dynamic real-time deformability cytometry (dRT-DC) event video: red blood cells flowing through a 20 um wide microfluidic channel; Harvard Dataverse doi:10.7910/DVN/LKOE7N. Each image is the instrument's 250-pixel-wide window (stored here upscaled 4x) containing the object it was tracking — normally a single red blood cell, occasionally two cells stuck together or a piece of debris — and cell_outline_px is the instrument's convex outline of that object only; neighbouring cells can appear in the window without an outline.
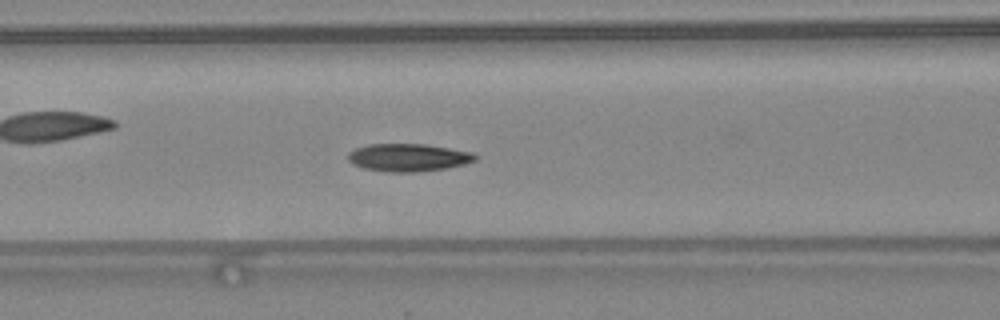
{"species": "common noctule bat (a hibernating species)", "species_latin": "Nyctalus noctula", "temperature_condition": "warm", "stored_images_in_passage": 49, "camera_frame_rate_fps": 3000, "um_per_image_px": 0.085, "animal": {"sex": "female", "body_mass_g": 24.6, "forearm_length_mm": 56.2}, "frame": {"image": 1, "passage_image": 21, "time_ms": 6.667, "image_size_px": [1000, 320], "cell_outline_px": [[476, 160], [464, 164], [444, 168], [416, 172], [388, 172], [364, 168], [352, 164], [348, 160], [348, 152], [356, 148], [368, 144], [424, 144], [472, 152], [476, 156]], "centroid_in_image_um": [34.66, 13.39], "position_along_channel_um": 131.9, "area_um2": 20.4}, "authors_computed_cell_mechanics": {"area_um2": 19.7676, "velocity_mm_per_s": 4.3703, "shape_relaxation_time_tau1_ms": 4.435, "shape_relaxation_time_tau2_ms": 2.5227, "deformation_change_tau1": 0.1382, "deformation_change_tau2": 0.0711}}